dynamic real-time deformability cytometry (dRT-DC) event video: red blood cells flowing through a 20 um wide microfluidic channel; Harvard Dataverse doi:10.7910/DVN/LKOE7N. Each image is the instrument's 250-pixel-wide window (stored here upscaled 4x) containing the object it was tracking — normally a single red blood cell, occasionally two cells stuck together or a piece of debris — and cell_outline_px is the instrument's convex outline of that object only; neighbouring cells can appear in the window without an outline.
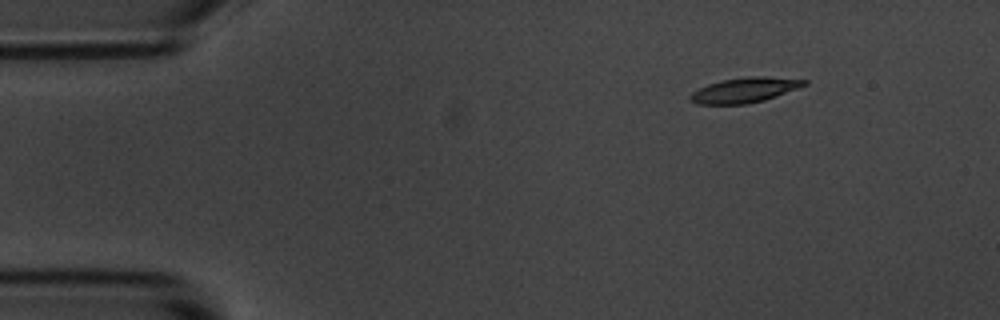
{"species": "common noctule bat (a hibernating species)", "species_latin": "Nyctalus noctula", "temperature_condition": "room temperature", "stored_images_in_passage": 3, "camera_frame_rate_fps": 3000, "um_per_image_px": 0.085, "animal": {"sex": "male", "body_mass_g": 20.1, "forearm_length_mm": 53.5}, "frame": {"image": 1, "passage_image": 1, "time_ms": 0.0, "image_size_px": [1000, 320], "cell_outline_px": [[808, 84], [800, 88], [764, 100], [748, 104], [696, 104], [688, 100], [688, 96], [692, 92], [708, 84], [724, 80], [748, 76], [764, 76], [808, 80]], "centroid_in_image_um": [63.3, 7.66], "position_along_channel_um": 21.7, "area_um2": 16.7}}